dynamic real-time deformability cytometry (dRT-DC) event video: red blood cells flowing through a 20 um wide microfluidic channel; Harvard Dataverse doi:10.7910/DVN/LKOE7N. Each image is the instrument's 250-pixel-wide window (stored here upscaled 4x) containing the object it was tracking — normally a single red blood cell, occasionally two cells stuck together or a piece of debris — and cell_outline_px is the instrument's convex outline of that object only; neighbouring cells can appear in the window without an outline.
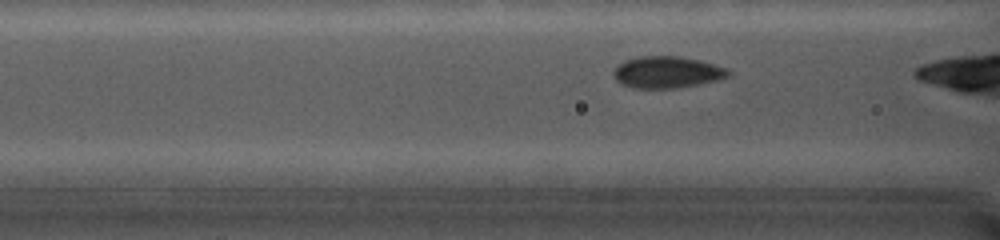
{"species": "common noctule bat (a hibernating species)", "species_latin": "Nyctalus noctula", "temperature_condition": "cold", "stored_images_in_passage": 32, "camera_frame_rate_fps": 5000, "um_per_image_px": 0.085, "animal": {"sex": "female", "body_mass_g": 19.0, "forearm_length_mm": 56.7}, "frame": {"image": 1, "passage_image": 5, "time_ms": 1.0, "image_size_px": [1000, 240], "cell_outline_px": [[732, 72], [728, 76], [712, 80], [692, 84], [668, 88], [640, 88], [624, 84], [616, 80], [612, 72], [616, 64], [624, 60], [636, 56], [680, 56], [712, 64], [724, 68]], "centroid_in_image_um": [56.59, 6.1], "position_along_channel_um": 110.0, "area_um2": 20.58}}